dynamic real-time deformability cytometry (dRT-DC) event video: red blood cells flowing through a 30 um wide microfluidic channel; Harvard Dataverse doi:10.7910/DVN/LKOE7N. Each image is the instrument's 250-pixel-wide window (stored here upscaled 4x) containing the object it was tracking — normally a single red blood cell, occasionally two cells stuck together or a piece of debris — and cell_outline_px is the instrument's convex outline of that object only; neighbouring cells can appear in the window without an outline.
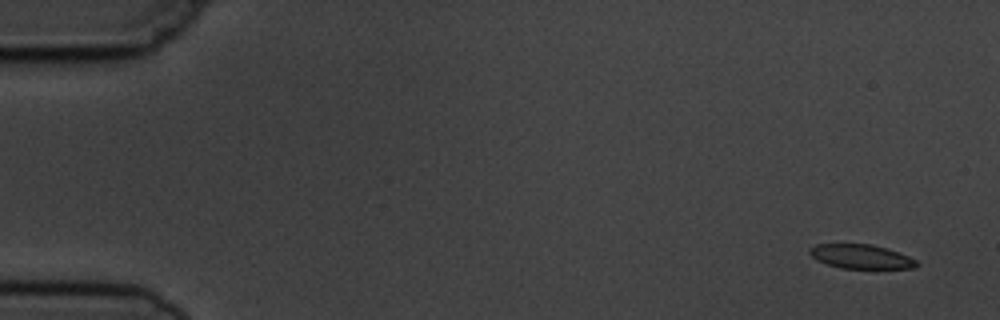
{"species": "common noctule bat (a hibernating species)", "species_latin": "Nyctalus noctula", "temperature_condition": "cold", "stored_images_in_passage": 5, "camera_frame_rate_fps": 3000, "um_per_image_px": 0.085, "animal": {"sex": "male", "body_mass_g": 19.5, "forearm_length_mm": 54.6}, "frame": {"image": 1, "passage_image": 1, "time_ms": 0.0, "image_size_px": [1000, 320], "cell_outline_px": [[920, 264], [916, 268], [840, 268], [816, 260], [808, 252], [808, 248], [816, 244], [872, 244], [900, 252], [916, 260]], "centroid_in_image_um": [73.19, 21.8], "position_along_channel_um": 11.8, "area_um2": 15.14}}
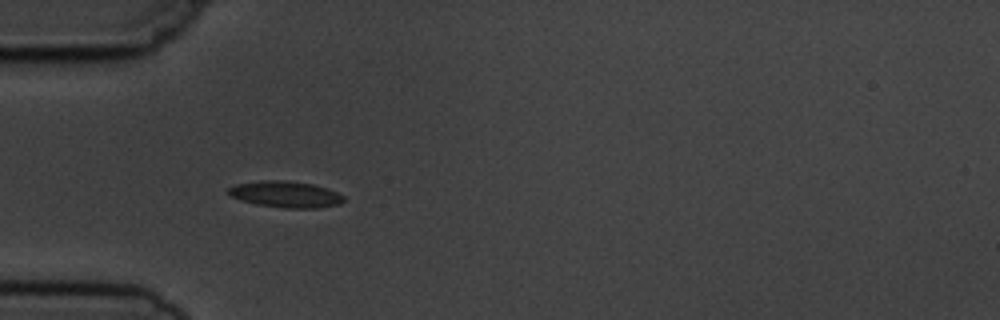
{"frame": {"image": 2, "passage_image": 4, "time_ms": 4.667, "image_size_px": [1000, 320], "cell_outline_px": [[344, 200], [340, 204], [316, 208], [284, 208], [256, 204], [240, 200], [232, 196], [228, 192], [228, 188], [236, 184], [260, 180], [288, 180], [312, 184], [328, 188], [344, 196]], "centroid_in_image_um": [24.28, 16.51], "position_along_channel_um": 60.7, "area_um2": 17.74}}
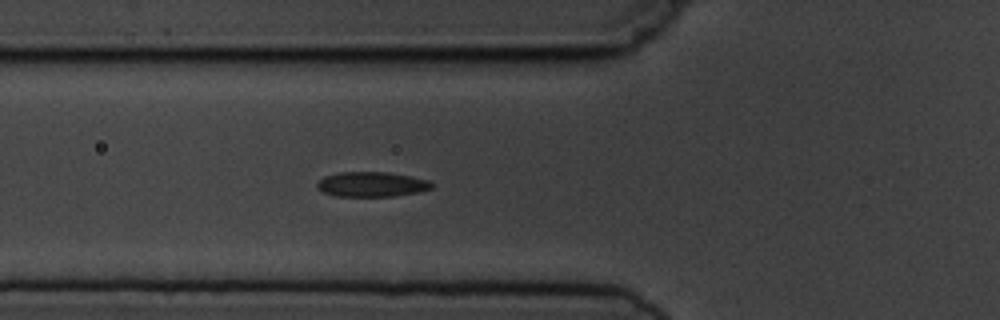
{"frame": {"image": 3, "passage_image": 5, "time_ms": 5.667, "image_size_px": [1000, 320], "cell_outline_px": [[436, 184], [432, 188], [420, 192], [396, 196], [336, 196], [324, 192], [316, 188], [316, 184], [324, 176], [340, 172], [388, 172], [412, 176], [428, 180]], "centroid_in_image_um": [31.64, 15.66], "position_along_channel_um": 94.2, "area_um2": 16.82}}